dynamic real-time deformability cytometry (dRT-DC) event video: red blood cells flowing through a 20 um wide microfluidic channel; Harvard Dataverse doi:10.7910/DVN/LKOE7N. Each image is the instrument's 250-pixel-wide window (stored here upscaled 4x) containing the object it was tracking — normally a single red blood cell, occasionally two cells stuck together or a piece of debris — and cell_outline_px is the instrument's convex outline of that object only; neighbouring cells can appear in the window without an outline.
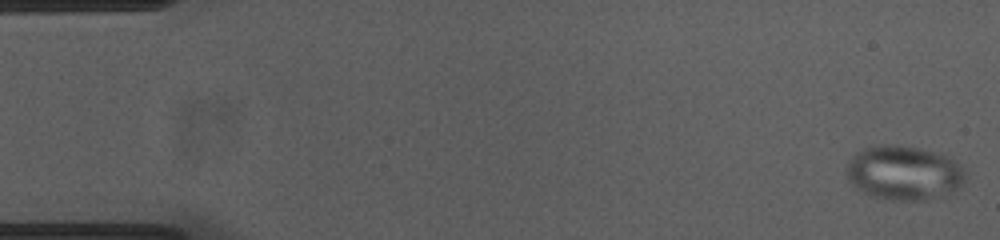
{"species": "common noctule bat (a hibernating species)", "species_latin": "Nyctalus noctula", "temperature_condition": "cold", "stored_images_in_passage": 52, "camera_frame_rate_fps": 3000, "um_per_image_px": 0.085, "animal": {"sex": "female", "body_mass_g": 23.0, "forearm_length_mm": 53.4}, "frame": {"image": 1, "passage_image": 1, "time_ms": 0.0, "image_size_px": [1000, 240], "cell_outline_px": [[964, 180], [960, 188], [952, 192], [928, 200], [888, 200], [872, 196], [856, 188], [852, 184], [848, 176], [848, 160], [856, 152], [864, 148], [876, 144], [892, 144], [920, 148], [948, 156], [956, 160], [964, 168]], "centroid_in_image_um": [76.85, 14.68], "position_along_channel_um": 8.2, "area_um2": 37.86}}
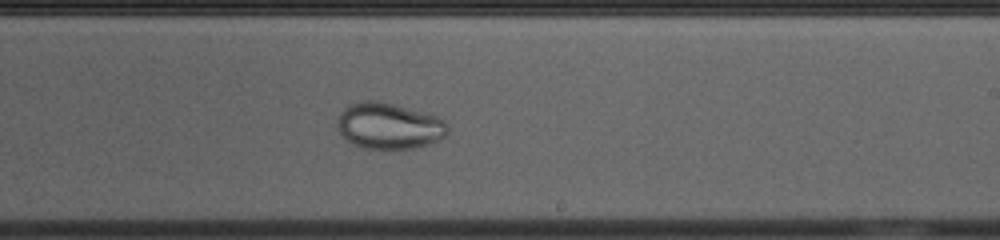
{"frame": {"image": 2, "passage_image": 32, "time_ms": 10.333, "image_size_px": [1000, 240], "cell_outline_px": [[448, 132], [444, 136], [428, 144], [416, 148], [364, 148], [352, 144], [336, 128], [336, 120], [340, 112], [348, 104], [364, 100], [376, 100], [396, 104], [424, 112], [436, 116], [444, 120], [448, 128]], "centroid_in_image_um": [33.02, 10.68], "position_along_channel_um": 256.0, "area_um2": 29.77}}
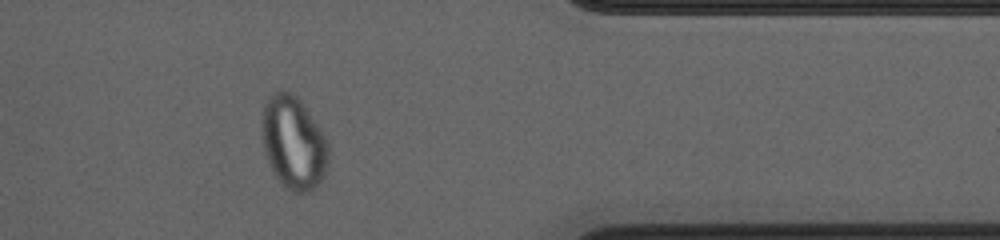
{"frame": {"image": 3, "passage_image": 44, "time_ms": 14.333, "image_size_px": [1000, 240], "cell_outline_px": [[328, 164], [324, 176], [312, 192], [296, 192], [284, 188], [276, 176], [264, 152], [260, 136], [260, 112], [264, 104], [276, 92], [292, 92], [300, 100], [324, 136], [328, 144]], "centroid_in_image_um": [24.91, 12.16], "position_along_channel_um": 386.5, "area_um2": 36.13}}